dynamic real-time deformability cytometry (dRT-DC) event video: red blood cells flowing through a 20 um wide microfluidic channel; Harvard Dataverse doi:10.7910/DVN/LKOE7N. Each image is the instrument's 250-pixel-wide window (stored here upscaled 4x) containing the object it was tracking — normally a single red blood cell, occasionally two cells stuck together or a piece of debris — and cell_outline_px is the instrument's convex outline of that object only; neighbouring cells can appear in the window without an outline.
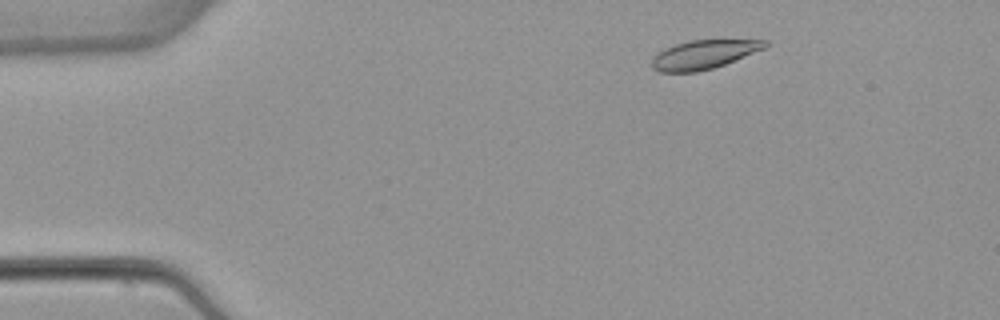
{"species": "common noctule bat (a hibernating species)", "species_latin": "Nyctalus noctula", "temperature_condition": "warm", "stored_images_in_passage": 50, "camera_frame_rate_fps": 3000, "um_per_image_px": 0.085, "animal": {"sex": "female", "body_mass_g": 22.7, "forearm_length_mm": 54.2}, "frame": {"image": 1, "passage_image": 5, "time_ms": 1.333, "image_size_px": [1000, 320], "cell_outline_px": [[768, 44], [764, 48], [724, 64], [712, 68], [696, 72], [660, 72], [652, 68], [652, 60], [664, 48], [688, 40], [768, 40]], "centroid_in_image_um": [59.8, 4.63], "position_along_channel_um": 25.2, "area_um2": 18.67}}
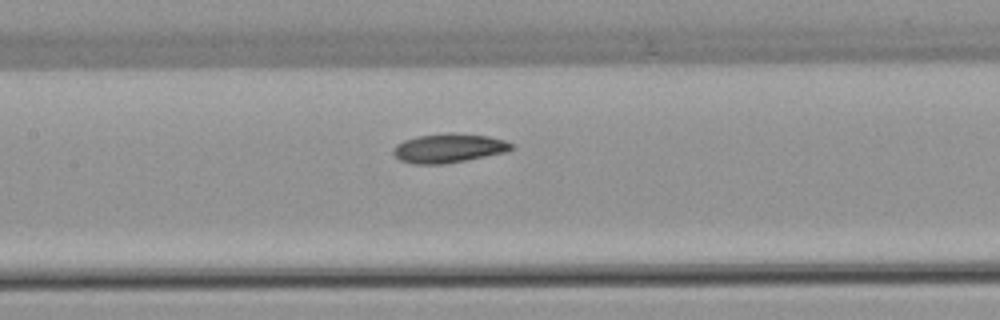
{"frame": {"image": 2, "passage_image": 22, "time_ms": 7.0, "image_size_px": [1000, 320], "cell_outline_px": [[516, 148], [508, 152], [444, 164], [412, 164], [400, 160], [392, 152], [392, 148], [396, 144], [404, 140], [416, 136], [448, 132], [452, 132], [488, 136], [504, 140], [516, 144]], "centroid_in_image_um": [38.17, 12.58], "position_along_channel_um": 169.2, "area_um2": 20.4}}
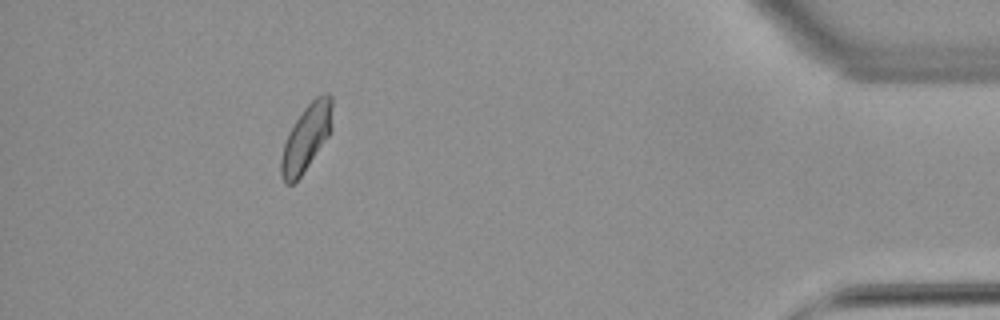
{"frame": {"image": 3, "passage_image": 45, "time_ms": 14.667, "image_size_px": [1000, 320], "cell_outline_px": [[332, 128], [328, 136], [300, 176], [292, 184], [284, 184], [280, 176], [280, 160], [284, 144], [288, 132], [304, 108], [316, 96], [324, 92], [328, 92], [332, 96]], "centroid_in_image_um": [26.03, 11.68], "position_along_channel_um": 409.2, "area_um2": 19.71}, "authors_computed_cell_mechanics": {"area_um2": 19.7387, "velocity_mm_per_s": 3.8612, "shape_relaxation_time_tau1_ms": 9.7399, "shape_relaxation_time_tau2_ms": null, "deformation_change_tau1": 0.1788, "deformation_change_tau2": null}}